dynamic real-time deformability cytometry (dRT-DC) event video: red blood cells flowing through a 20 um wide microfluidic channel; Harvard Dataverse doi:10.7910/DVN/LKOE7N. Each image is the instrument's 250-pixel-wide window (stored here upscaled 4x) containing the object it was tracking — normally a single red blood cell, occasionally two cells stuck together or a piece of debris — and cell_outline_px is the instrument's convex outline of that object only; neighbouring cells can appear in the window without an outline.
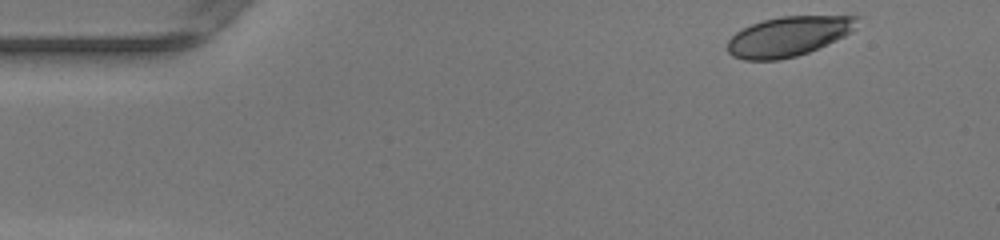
{"species": "human", "species_latin": "Homo sapiens", "temperature_condition": "warm", "stored_images_in_passage": 45, "camera_frame_rate_fps": 3000, "um_per_image_px": 0.085, "donor": {"sex": "female"}, "frame": {"image": 1, "passage_image": 1, "time_ms": 0.0, "image_size_px": [1000, 240], "cell_outline_px": [[860, 16], [856, 28], [852, 32], [836, 40], [808, 52], [796, 56], [776, 60], [744, 60], [732, 56], [728, 52], [728, 40], [736, 32], [752, 24], [764, 20], [780, 16]], "centroid_in_image_um": [67.03, 3.09], "position_along_channel_um": 18.0, "area_um2": 29.94}}
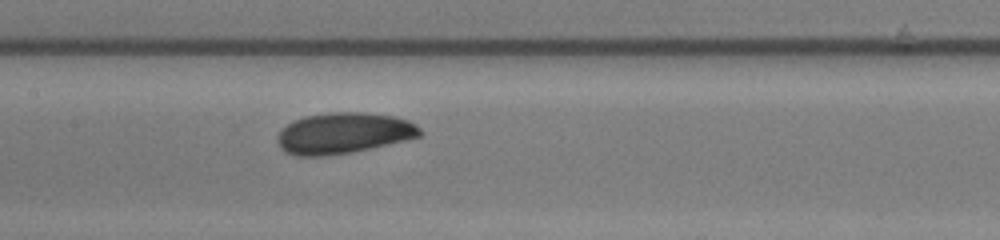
{"frame": {"image": 2, "passage_image": 20, "time_ms": 6.333, "image_size_px": [1000, 240], "cell_outline_px": [[424, 132], [420, 136], [404, 140], [352, 152], [324, 156], [292, 156], [284, 152], [280, 148], [276, 140], [276, 136], [292, 120], [304, 116], [332, 112], [364, 112], [392, 116], [408, 120], [416, 124]], "centroid_in_image_um": [29.16, 11.32], "position_along_channel_um": 178.2, "area_um2": 34.16}}
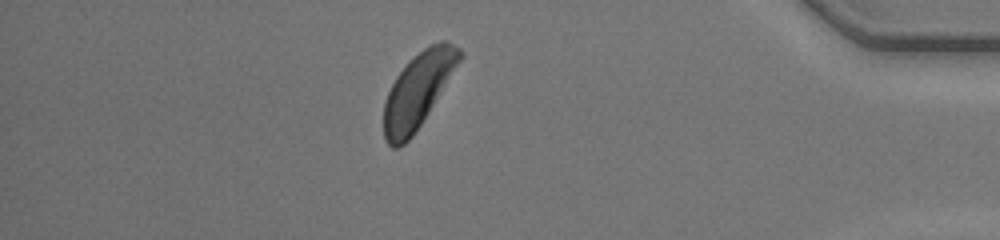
{"frame": {"image": 3, "passage_image": 39, "time_ms": 12.667, "image_size_px": [1000, 240], "cell_outline_px": [[464, 56], [428, 112], [412, 136], [400, 148], [392, 148], [384, 140], [384, 100], [396, 76], [408, 60], [424, 48], [440, 40], [448, 40], [460, 48], [464, 52]], "centroid_in_image_um": [35.53, 7.64], "position_along_channel_um": 399.7, "area_um2": 32.95}, "authors_computed_cell_mechanics": {"area_um2": 32.8304, "velocity_mm_per_s": 4.1663, "shape_relaxation_time_tau1_ms": 2.6875, "shape_relaxation_time_tau2_ms": null, "deformation_change_tau1": 0.0944, "deformation_change_tau2": null}}